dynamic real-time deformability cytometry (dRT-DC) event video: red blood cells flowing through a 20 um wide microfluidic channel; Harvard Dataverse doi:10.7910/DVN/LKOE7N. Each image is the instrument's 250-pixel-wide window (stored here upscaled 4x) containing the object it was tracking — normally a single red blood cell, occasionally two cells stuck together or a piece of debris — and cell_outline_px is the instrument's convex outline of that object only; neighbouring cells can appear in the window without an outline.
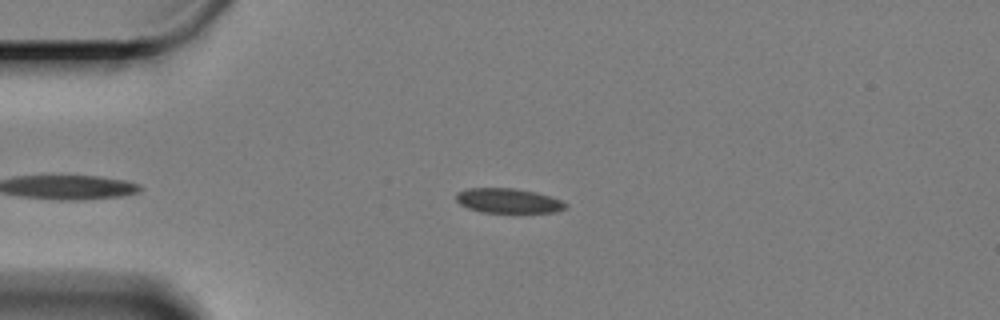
{"species": "Egyptian fruit bat (a non-hibernating species)", "species_latin": "Rousettus aegyptiacus", "temperature_condition": "cold", "stored_images_in_passage": 46, "camera_frame_rate_fps": 3000, "um_per_image_px": 0.085, "animal": {"sex": "female"}, "frame": {"image": 1, "passage_image": 6, "time_ms": 1.667, "image_size_px": [1000, 320], "cell_outline_px": [[568, 208], [556, 212], [480, 212], [468, 208], [460, 204], [456, 200], [456, 192], [468, 188], [512, 188], [536, 192], [560, 200], [568, 204]], "centroid_in_image_um": [43.19, 17.06], "position_along_channel_um": 41.8, "area_um2": 15.72}}
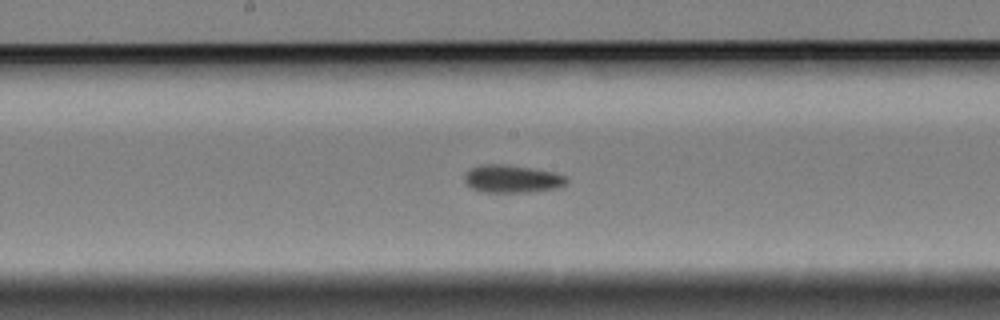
{"frame": {"image": 2, "passage_image": 23, "time_ms": 7.333, "image_size_px": [1000, 320], "cell_outline_px": [[568, 180], [564, 184], [556, 188], [528, 192], [484, 192], [472, 188], [464, 180], [464, 172], [468, 168], [480, 164], [504, 164], [532, 168], [552, 172], [568, 176]], "centroid_in_image_um": [43.48, 15.19], "position_along_channel_um": 204.7, "area_um2": 16.59}}
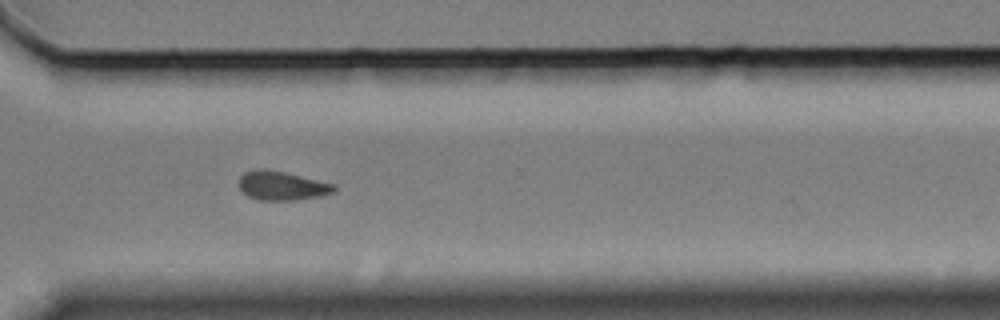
{"frame": {"image": 3, "passage_image": 36, "time_ms": 11.667, "image_size_px": [1000, 320], "cell_outline_px": [[336, 188], [332, 192], [320, 196], [296, 200], [260, 200], [248, 196], [240, 188], [240, 176], [244, 172], [256, 168], [264, 168], [284, 172], [336, 184]], "centroid_in_image_um": [23.95, 15.77], "position_along_channel_um": 346.6, "area_um2": 16.01}, "authors_computed_cell_mechanics": {"area_um2": 16.4152, "velocity_mm_per_s": 3.2883, "shape_relaxation_time_tau1_ms": null, "shape_relaxation_time_tau2_ms": 7.6369, "deformation_change_tau1": null, "deformation_change_tau2": 0.1129}}